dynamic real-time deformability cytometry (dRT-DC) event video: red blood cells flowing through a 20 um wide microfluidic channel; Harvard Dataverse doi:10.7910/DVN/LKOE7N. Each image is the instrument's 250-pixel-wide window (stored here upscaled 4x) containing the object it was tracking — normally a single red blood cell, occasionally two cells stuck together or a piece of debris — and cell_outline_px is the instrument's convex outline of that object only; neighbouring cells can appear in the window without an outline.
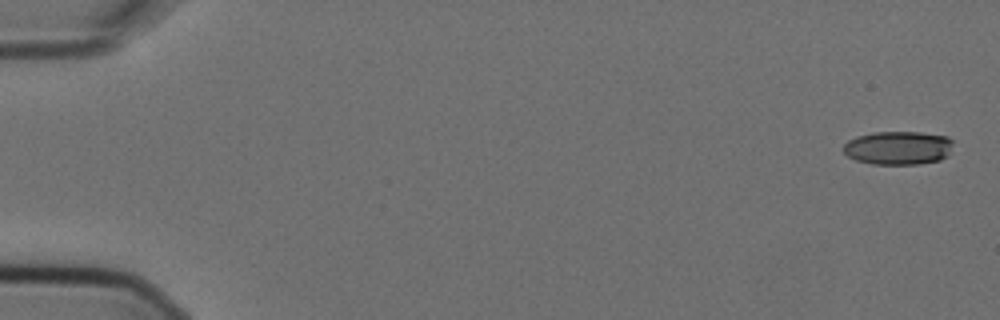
{"species": "Egyptian fruit bat (a non-hibernating species)", "species_latin": "Rousettus aegyptiacus", "temperature_condition": "cold", "stored_images_in_passage": 6, "camera_frame_rate_fps": 3000, "um_per_image_px": 0.085, "animal": {"sex": "female"}, "frame": {"image": 1, "passage_image": 1, "time_ms": 0.0, "image_size_px": [1000, 320], "cell_outline_px": [[952, 144], [948, 156], [940, 160], [920, 164], [872, 164], [856, 160], [848, 156], [840, 148], [848, 140], [856, 136], [872, 132], [920, 132], [948, 136], [952, 140]], "centroid_in_image_um": [76.33, 12.56], "position_along_channel_um": 8.7, "area_um2": 21.73}}
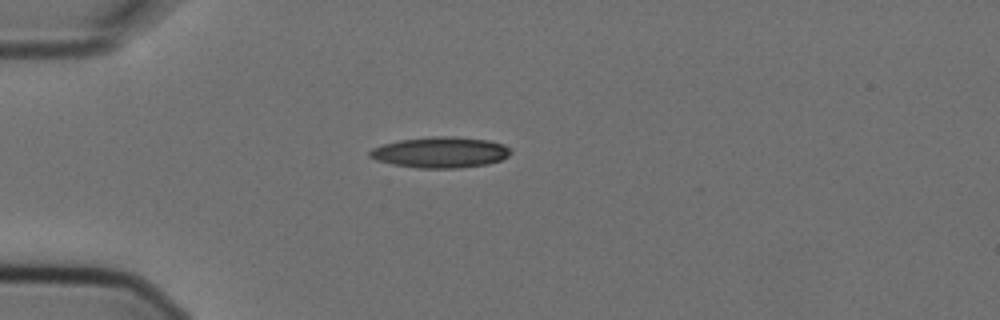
{"frame": {"image": 2, "passage_image": 5, "time_ms": 1.333, "image_size_px": [1000, 320], "cell_outline_px": [[512, 152], [508, 156], [500, 160], [488, 164], [460, 168], [416, 168], [392, 164], [376, 160], [368, 156], [368, 152], [372, 148], [384, 144], [400, 140], [432, 136], [452, 136], [488, 140], [504, 144]], "centroid_in_image_um": [37.42, 12.95], "position_along_channel_um": 47.6, "area_um2": 25.43}}